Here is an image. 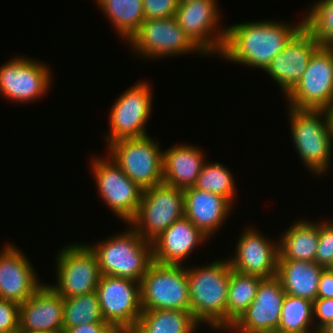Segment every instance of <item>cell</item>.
<instances>
[{
  "instance_id": "1",
  "label": "cell",
  "mask_w": 333,
  "mask_h": 333,
  "mask_svg": "<svg viewBox=\"0 0 333 333\" xmlns=\"http://www.w3.org/2000/svg\"><path fill=\"white\" fill-rule=\"evenodd\" d=\"M294 24V25H292ZM303 27L298 23L259 20L226 27V36L219 57L263 71Z\"/></svg>"
},
{
  "instance_id": "2",
  "label": "cell",
  "mask_w": 333,
  "mask_h": 333,
  "mask_svg": "<svg viewBox=\"0 0 333 333\" xmlns=\"http://www.w3.org/2000/svg\"><path fill=\"white\" fill-rule=\"evenodd\" d=\"M228 258L206 265H186L191 313L200 323L226 332V302L230 277Z\"/></svg>"
},
{
  "instance_id": "3",
  "label": "cell",
  "mask_w": 333,
  "mask_h": 333,
  "mask_svg": "<svg viewBox=\"0 0 333 333\" xmlns=\"http://www.w3.org/2000/svg\"><path fill=\"white\" fill-rule=\"evenodd\" d=\"M292 142L303 166L316 176L332 166L333 138L324 109H297L288 106Z\"/></svg>"
},
{
  "instance_id": "4",
  "label": "cell",
  "mask_w": 333,
  "mask_h": 333,
  "mask_svg": "<svg viewBox=\"0 0 333 333\" xmlns=\"http://www.w3.org/2000/svg\"><path fill=\"white\" fill-rule=\"evenodd\" d=\"M128 230L94 244L101 275L130 278L140 282L153 263L152 242L143 239L130 225Z\"/></svg>"
},
{
  "instance_id": "5",
  "label": "cell",
  "mask_w": 333,
  "mask_h": 333,
  "mask_svg": "<svg viewBox=\"0 0 333 333\" xmlns=\"http://www.w3.org/2000/svg\"><path fill=\"white\" fill-rule=\"evenodd\" d=\"M140 293L142 311L168 309L191 312L185 265L153 261L140 281Z\"/></svg>"
},
{
  "instance_id": "6",
  "label": "cell",
  "mask_w": 333,
  "mask_h": 333,
  "mask_svg": "<svg viewBox=\"0 0 333 333\" xmlns=\"http://www.w3.org/2000/svg\"><path fill=\"white\" fill-rule=\"evenodd\" d=\"M152 137L122 139L108 144L112 159L142 190L163 183V150Z\"/></svg>"
},
{
  "instance_id": "7",
  "label": "cell",
  "mask_w": 333,
  "mask_h": 333,
  "mask_svg": "<svg viewBox=\"0 0 333 333\" xmlns=\"http://www.w3.org/2000/svg\"><path fill=\"white\" fill-rule=\"evenodd\" d=\"M183 216L184 190L161 183L143 190L137 214L128 224L152 242Z\"/></svg>"
},
{
  "instance_id": "8",
  "label": "cell",
  "mask_w": 333,
  "mask_h": 333,
  "mask_svg": "<svg viewBox=\"0 0 333 333\" xmlns=\"http://www.w3.org/2000/svg\"><path fill=\"white\" fill-rule=\"evenodd\" d=\"M55 259L56 284L50 285L62 298L96 290L101 276L94 251L86 243L67 244Z\"/></svg>"
},
{
  "instance_id": "9",
  "label": "cell",
  "mask_w": 333,
  "mask_h": 333,
  "mask_svg": "<svg viewBox=\"0 0 333 333\" xmlns=\"http://www.w3.org/2000/svg\"><path fill=\"white\" fill-rule=\"evenodd\" d=\"M133 53L145 59L168 58L182 54H205L188 38L175 17L148 19L128 41Z\"/></svg>"
},
{
  "instance_id": "10",
  "label": "cell",
  "mask_w": 333,
  "mask_h": 333,
  "mask_svg": "<svg viewBox=\"0 0 333 333\" xmlns=\"http://www.w3.org/2000/svg\"><path fill=\"white\" fill-rule=\"evenodd\" d=\"M135 84L120 94L110 108V129L105 137L106 145L122 139L149 135L146 123L152 111V85L146 81H138Z\"/></svg>"
},
{
  "instance_id": "11",
  "label": "cell",
  "mask_w": 333,
  "mask_h": 333,
  "mask_svg": "<svg viewBox=\"0 0 333 333\" xmlns=\"http://www.w3.org/2000/svg\"><path fill=\"white\" fill-rule=\"evenodd\" d=\"M100 157L90 158L99 196L110 211L127 224L137 214L143 190L112 159Z\"/></svg>"
},
{
  "instance_id": "12",
  "label": "cell",
  "mask_w": 333,
  "mask_h": 333,
  "mask_svg": "<svg viewBox=\"0 0 333 333\" xmlns=\"http://www.w3.org/2000/svg\"><path fill=\"white\" fill-rule=\"evenodd\" d=\"M95 291L104 321L119 332L130 333L142 313L140 282L101 275Z\"/></svg>"
},
{
  "instance_id": "13",
  "label": "cell",
  "mask_w": 333,
  "mask_h": 333,
  "mask_svg": "<svg viewBox=\"0 0 333 333\" xmlns=\"http://www.w3.org/2000/svg\"><path fill=\"white\" fill-rule=\"evenodd\" d=\"M217 0H190L178 3L175 18L188 38L207 55H220L226 27L219 26L222 13Z\"/></svg>"
},
{
  "instance_id": "14",
  "label": "cell",
  "mask_w": 333,
  "mask_h": 333,
  "mask_svg": "<svg viewBox=\"0 0 333 333\" xmlns=\"http://www.w3.org/2000/svg\"><path fill=\"white\" fill-rule=\"evenodd\" d=\"M50 70L43 62L15 56L0 66V95L19 104L41 99L52 85Z\"/></svg>"
},
{
  "instance_id": "15",
  "label": "cell",
  "mask_w": 333,
  "mask_h": 333,
  "mask_svg": "<svg viewBox=\"0 0 333 333\" xmlns=\"http://www.w3.org/2000/svg\"><path fill=\"white\" fill-rule=\"evenodd\" d=\"M286 99L288 106L297 109H325L333 102V47L320 46L313 53Z\"/></svg>"
},
{
  "instance_id": "16",
  "label": "cell",
  "mask_w": 333,
  "mask_h": 333,
  "mask_svg": "<svg viewBox=\"0 0 333 333\" xmlns=\"http://www.w3.org/2000/svg\"><path fill=\"white\" fill-rule=\"evenodd\" d=\"M235 249L234 256L228 259L233 270L262 278L276 276L279 259L278 241L268 239L252 226L242 231Z\"/></svg>"
},
{
  "instance_id": "17",
  "label": "cell",
  "mask_w": 333,
  "mask_h": 333,
  "mask_svg": "<svg viewBox=\"0 0 333 333\" xmlns=\"http://www.w3.org/2000/svg\"><path fill=\"white\" fill-rule=\"evenodd\" d=\"M285 292L275 276L264 278L256 296L243 315L227 330L228 333H257L277 330Z\"/></svg>"
},
{
  "instance_id": "18",
  "label": "cell",
  "mask_w": 333,
  "mask_h": 333,
  "mask_svg": "<svg viewBox=\"0 0 333 333\" xmlns=\"http://www.w3.org/2000/svg\"><path fill=\"white\" fill-rule=\"evenodd\" d=\"M320 47L315 38L302 27L264 70L285 94L301 80L313 53Z\"/></svg>"
},
{
  "instance_id": "19",
  "label": "cell",
  "mask_w": 333,
  "mask_h": 333,
  "mask_svg": "<svg viewBox=\"0 0 333 333\" xmlns=\"http://www.w3.org/2000/svg\"><path fill=\"white\" fill-rule=\"evenodd\" d=\"M31 261L16 245L0 250V299L22 304L44 283H40Z\"/></svg>"
},
{
  "instance_id": "20",
  "label": "cell",
  "mask_w": 333,
  "mask_h": 333,
  "mask_svg": "<svg viewBox=\"0 0 333 333\" xmlns=\"http://www.w3.org/2000/svg\"><path fill=\"white\" fill-rule=\"evenodd\" d=\"M63 298L46 282L19 305V332H62Z\"/></svg>"
},
{
  "instance_id": "21",
  "label": "cell",
  "mask_w": 333,
  "mask_h": 333,
  "mask_svg": "<svg viewBox=\"0 0 333 333\" xmlns=\"http://www.w3.org/2000/svg\"><path fill=\"white\" fill-rule=\"evenodd\" d=\"M187 217L176 220L152 241L153 261L160 264L186 265V258L208 241Z\"/></svg>"
},
{
  "instance_id": "22",
  "label": "cell",
  "mask_w": 333,
  "mask_h": 333,
  "mask_svg": "<svg viewBox=\"0 0 333 333\" xmlns=\"http://www.w3.org/2000/svg\"><path fill=\"white\" fill-rule=\"evenodd\" d=\"M233 209V205L218 194L194 187L184 189V216L209 239L222 228Z\"/></svg>"
},
{
  "instance_id": "23",
  "label": "cell",
  "mask_w": 333,
  "mask_h": 333,
  "mask_svg": "<svg viewBox=\"0 0 333 333\" xmlns=\"http://www.w3.org/2000/svg\"><path fill=\"white\" fill-rule=\"evenodd\" d=\"M206 157L200 147L176 144L163 151V183L180 189L193 187Z\"/></svg>"
},
{
  "instance_id": "24",
  "label": "cell",
  "mask_w": 333,
  "mask_h": 333,
  "mask_svg": "<svg viewBox=\"0 0 333 333\" xmlns=\"http://www.w3.org/2000/svg\"><path fill=\"white\" fill-rule=\"evenodd\" d=\"M324 269L315 261L278 260L276 277L285 294L313 302L317 299L319 279Z\"/></svg>"
},
{
  "instance_id": "25",
  "label": "cell",
  "mask_w": 333,
  "mask_h": 333,
  "mask_svg": "<svg viewBox=\"0 0 333 333\" xmlns=\"http://www.w3.org/2000/svg\"><path fill=\"white\" fill-rule=\"evenodd\" d=\"M294 222L282 232L278 240V260L315 261L319 241V222L306 219Z\"/></svg>"
},
{
  "instance_id": "26",
  "label": "cell",
  "mask_w": 333,
  "mask_h": 333,
  "mask_svg": "<svg viewBox=\"0 0 333 333\" xmlns=\"http://www.w3.org/2000/svg\"><path fill=\"white\" fill-rule=\"evenodd\" d=\"M201 325L190 311H142L136 327L130 333H196Z\"/></svg>"
},
{
  "instance_id": "27",
  "label": "cell",
  "mask_w": 333,
  "mask_h": 333,
  "mask_svg": "<svg viewBox=\"0 0 333 333\" xmlns=\"http://www.w3.org/2000/svg\"><path fill=\"white\" fill-rule=\"evenodd\" d=\"M96 3L125 42L131 39L145 20L143 0H97Z\"/></svg>"
},
{
  "instance_id": "28",
  "label": "cell",
  "mask_w": 333,
  "mask_h": 333,
  "mask_svg": "<svg viewBox=\"0 0 333 333\" xmlns=\"http://www.w3.org/2000/svg\"><path fill=\"white\" fill-rule=\"evenodd\" d=\"M264 278L230 270L226 302V331L243 315L254 300Z\"/></svg>"
},
{
  "instance_id": "29",
  "label": "cell",
  "mask_w": 333,
  "mask_h": 333,
  "mask_svg": "<svg viewBox=\"0 0 333 333\" xmlns=\"http://www.w3.org/2000/svg\"><path fill=\"white\" fill-rule=\"evenodd\" d=\"M313 326V302L285 294L277 330L282 333H317Z\"/></svg>"
},
{
  "instance_id": "30",
  "label": "cell",
  "mask_w": 333,
  "mask_h": 333,
  "mask_svg": "<svg viewBox=\"0 0 333 333\" xmlns=\"http://www.w3.org/2000/svg\"><path fill=\"white\" fill-rule=\"evenodd\" d=\"M63 303V328L77 327L84 323H108L102 316L96 291L63 298Z\"/></svg>"
},
{
  "instance_id": "31",
  "label": "cell",
  "mask_w": 333,
  "mask_h": 333,
  "mask_svg": "<svg viewBox=\"0 0 333 333\" xmlns=\"http://www.w3.org/2000/svg\"><path fill=\"white\" fill-rule=\"evenodd\" d=\"M232 171L219 162H205L197 177L194 188L218 194L226 198L233 206L237 197ZM235 199V200H234Z\"/></svg>"
},
{
  "instance_id": "32",
  "label": "cell",
  "mask_w": 333,
  "mask_h": 333,
  "mask_svg": "<svg viewBox=\"0 0 333 333\" xmlns=\"http://www.w3.org/2000/svg\"><path fill=\"white\" fill-rule=\"evenodd\" d=\"M303 18V27L320 46L333 47V0H317Z\"/></svg>"
},
{
  "instance_id": "33",
  "label": "cell",
  "mask_w": 333,
  "mask_h": 333,
  "mask_svg": "<svg viewBox=\"0 0 333 333\" xmlns=\"http://www.w3.org/2000/svg\"><path fill=\"white\" fill-rule=\"evenodd\" d=\"M315 262L323 268H333V220L319 222V241Z\"/></svg>"
},
{
  "instance_id": "34",
  "label": "cell",
  "mask_w": 333,
  "mask_h": 333,
  "mask_svg": "<svg viewBox=\"0 0 333 333\" xmlns=\"http://www.w3.org/2000/svg\"><path fill=\"white\" fill-rule=\"evenodd\" d=\"M177 8V0H143L145 20L175 17Z\"/></svg>"
},
{
  "instance_id": "35",
  "label": "cell",
  "mask_w": 333,
  "mask_h": 333,
  "mask_svg": "<svg viewBox=\"0 0 333 333\" xmlns=\"http://www.w3.org/2000/svg\"><path fill=\"white\" fill-rule=\"evenodd\" d=\"M0 330L19 333V304L0 299Z\"/></svg>"
},
{
  "instance_id": "36",
  "label": "cell",
  "mask_w": 333,
  "mask_h": 333,
  "mask_svg": "<svg viewBox=\"0 0 333 333\" xmlns=\"http://www.w3.org/2000/svg\"><path fill=\"white\" fill-rule=\"evenodd\" d=\"M318 320V321H317ZM333 320V299L317 298L313 301V321L318 333L325 325Z\"/></svg>"
},
{
  "instance_id": "37",
  "label": "cell",
  "mask_w": 333,
  "mask_h": 333,
  "mask_svg": "<svg viewBox=\"0 0 333 333\" xmlns=\"http://www.w3.org/2000/svg\"><path fill=\"white\" fill-rule=\"evenodd\" d=\"M62 333H119L110 323H90L77 327L63 328Z\"/></svg>"
},
{
  "instance_id": "38",
  "label": "cell",
  "mask_w": 333,
  "mask_h": 333,
  "mask_svg": "<svg viewBox=\"0 0 333 333\" xmlns=\"http://www.w3.org/2000/svg\"><path fill=\"white\" fill-rule=\"evenodd\" d=\"M317 298L333 299V268H326L322 271L318 284Z\"/></svg>"
},
{
  "instance_id": "39",
  "label": "cell",
  "mask_w": 333,
  "mask_h": 333,
  "mask_svg": "<svg viewBox=\"0 0 333 333\" xmlns=\"http://www.w3.org/2000/svg\"><path fill=\"white\" fill-rule=\"evenodd\" d=\"M328 121V127L330 129L333 138V102L324 109Z\"/></svg>"
},
{
  "instance_id": "40",
  "label": "cell",
  "mask_w": 333,
  "mask_h": 333,
  "mask_svg": "<svg viewBox=\"0 0 333 333\" xmlns=\"http://www.w3.org/2000/svg\"><path fill=\"white\" fill-rule=\"evenodd\" d=\"M318 333H333V320L325 325Z\"/></svg>"
},
{
  "instance_id": "41",
  "label": "cell",
  "mask_w": 333,
  "mask_h": 333,
  "mask_svg": "<svg viewBox=\"0 0 333 333\" xmlns=\"http://www.w3.org/2000/svg\"><path fill=\"white\" fill-rule=\"evenodd\" d=\"M257 333H282L278 330H273V331H263V332H257Z\"/></svg>"
},
{
  "instance_id": "42",
  "label": "cell",
  "mask_w": 333,
  "mask_h": 333,
  "mask_svg": "<svg viewBox=\"0 0 333 333\" xmlns=\"http://www.w3.org/2000/svg\"><path fill=\"white\" fill-rule=\"evenodd\" d=\"M19 333H62V332H19Z\"/></svg>"
},
{
  "instance_id": "43",
  "label": "cell",
  "mask_w": 333,
  "mask_h": 333,
  "mask_svg": "<svg viewBox=\"0 0 333 333\" xmlns=\"http://www.w3.org/2000/svg\"><path fill=\"white\" fill-rule=\"evenodd\" d=\"M178 3H182V2H186V1H190V0H177Z\"/></svg>"
},
{
  "instance_id": "44",
  "label": "cell",
  "mask_w": 333,
  "mask_h": 333,
  "mask_svg": "<svg viewBox=\"0 0 333 333\" xmlns=\"http://www.w3.org/2000/svg\"><path fill=\"white\" fill-rule=\"evenodd\" d=\"M0 333H9V332H5V331L0 330Z\"/></svg>"
}]
</instances>
